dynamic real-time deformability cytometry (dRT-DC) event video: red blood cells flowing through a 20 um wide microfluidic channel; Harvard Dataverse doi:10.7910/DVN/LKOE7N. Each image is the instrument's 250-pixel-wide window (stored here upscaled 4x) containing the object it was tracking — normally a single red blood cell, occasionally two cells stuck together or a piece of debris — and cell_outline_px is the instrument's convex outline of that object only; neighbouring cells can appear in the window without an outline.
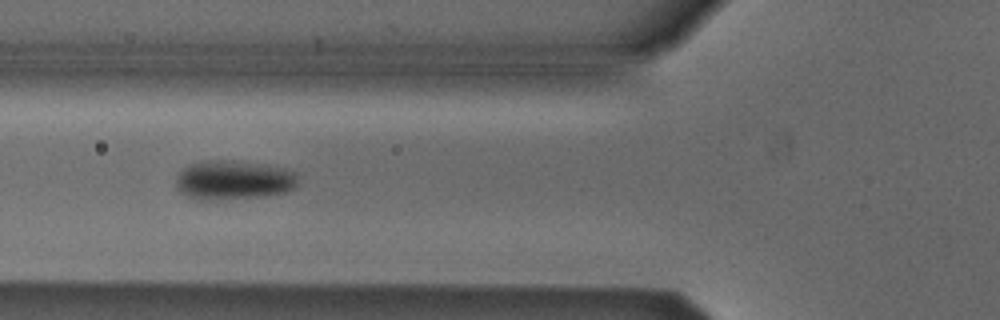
{"species": "Egyptian fruit bat (a non-hibernating species)", "species_latin": "Rousettus aegyptiacus", "temperature_condition": "cold", "stored_images_in_passage": 5, "camera_frame_rate_fps": 3000, "um_per_image_px": 0.085, "animal": {"sex": "male"}, "frame": {"image": 1, "passage_image": 5, "time_ms": 4.667, "image_size_px": [1000, 320], "cell_outline_px": [[296, 188], [288, 192], [268, 196], [212, 200], [196, 200], [180, 192], [176, 188], [176, 176], [184, 168], [192, 164], [208, 160], [232, 160], [284, 168], [296, 172]], "centroid_in_image_um": [19.85, 15.32], "position_along_channel_um": 105.9, "area_um2": 28.03}}